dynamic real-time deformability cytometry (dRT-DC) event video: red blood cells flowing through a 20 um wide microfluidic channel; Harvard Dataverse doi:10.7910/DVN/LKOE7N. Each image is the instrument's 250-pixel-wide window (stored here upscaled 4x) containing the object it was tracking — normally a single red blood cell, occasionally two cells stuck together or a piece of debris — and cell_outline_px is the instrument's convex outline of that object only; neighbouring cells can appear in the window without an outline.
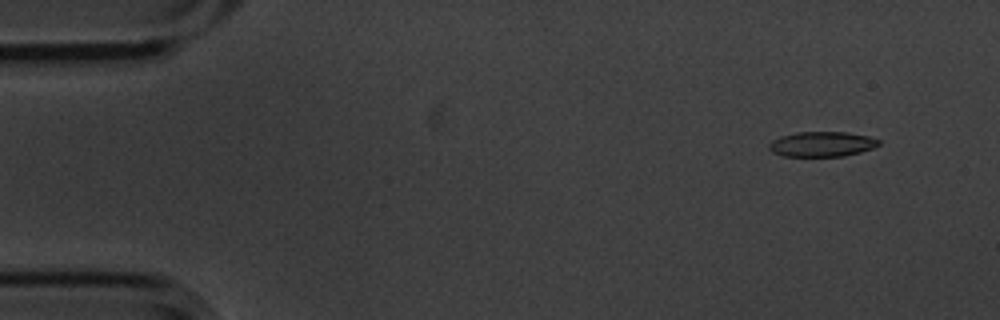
{"species": "common noctule bat (a hibernating species)", "species_latin": "Nyctalus noctula", "temperature_condition": "cold", "stored_images_in_passage": 4, "camera_frame_rate_fps": 3000, "um_per_image_px": 0.085, "animal": {"sex": "male", "body_mass_g": 20.1, "forearm_length_mm": 53.5}, "frame": {"image": 1, "passage_image": 2, "time_ms": 0.333, "image_size_px": [1000, 320], "cell_outline_px": [[880, 144], [872, 148], [860, 152], [844, 156], [784, 156], [772, 152], [768, 148], [768, 144], [772, 140], [780, 136], [796, 132], [848, 132], [868, 136], [880, 140]], "centroid_in_image_um": [69.84, 12.24], "position_along_channel_um": 15.2, "area_um2": 16.07}}